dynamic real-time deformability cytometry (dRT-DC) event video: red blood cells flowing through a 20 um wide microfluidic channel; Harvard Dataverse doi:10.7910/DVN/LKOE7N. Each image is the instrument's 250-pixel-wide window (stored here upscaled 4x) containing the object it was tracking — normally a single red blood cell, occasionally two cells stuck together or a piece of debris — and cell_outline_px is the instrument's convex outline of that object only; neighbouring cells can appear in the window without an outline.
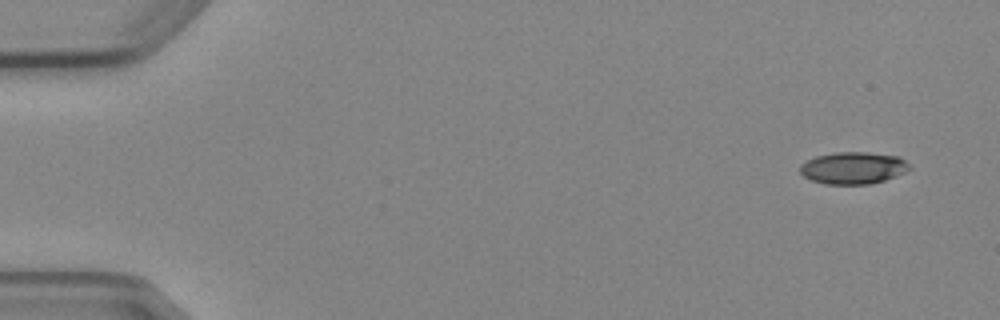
{"species": "Egyptian fruit bat (a non-hibernating species)", "species_latin": "Rousettus aegyptiacus", "temperature_condition": "cold", "stored_images_in_passage": 5, "segment_of_instrument_passage": [1, 2], "camera_frame_rate_fps": 3000, "um_per_image_px": 0.085, "animal": {"sex": "female"}, "frame": {"image": 1, "passage_image": 1, "time_ms": 0.0, "image_size_px": [1000, 320], "cell_outline_px": [[912, 168], [896, 176], [884, 180], [868, 184], [824, 184], [812, 180], [804, 176], [800, 172], [800, 164], [816, 156], [836, 152], [864, 152], [900, 156]], "centroid_in_image_um": [72.52, 14.27], "position_along_channel_um": 12.5, "area_um2": 20.35}}